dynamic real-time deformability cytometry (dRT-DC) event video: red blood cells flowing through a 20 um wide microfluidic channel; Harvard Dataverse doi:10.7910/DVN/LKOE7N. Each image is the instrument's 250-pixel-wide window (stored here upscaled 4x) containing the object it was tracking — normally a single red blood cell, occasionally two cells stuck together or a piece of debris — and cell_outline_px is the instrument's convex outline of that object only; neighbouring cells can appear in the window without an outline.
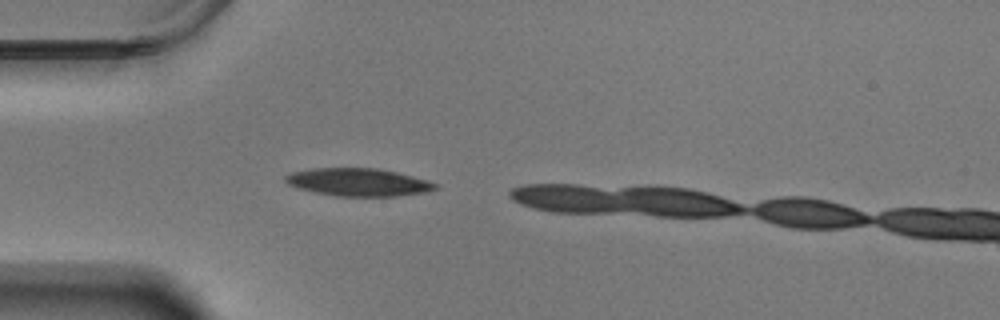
{"species": "Egyptian fruit bat (a non-hibernating species)", "species_latin": "Rousettus aegyptiacus", "temperature_condition": "warm", "stored_images_in_passage": 5, "camera_frame_rate_fps": 3000, "um_per_image_px": 0.085, "animal": {"sex": "male"}, "frame": {"image": 1, "passage_image": 1, "time_ms": 0.0, "image_size_px": [1000, 320], "cell_outline_px": [[436, 188], [424, 192], [396, 196], [336, 196], [316, 192], [300, 188], [288, 184], [284, 180], [284, 176], [292, 172], [312, 168], [376, 168], [396, 172], [428, 180], [436, 184]], "centroid_in_image_um": [30.43, 15.48], "position_along_channel_um": 54.6, "area_um2": 23.99}}